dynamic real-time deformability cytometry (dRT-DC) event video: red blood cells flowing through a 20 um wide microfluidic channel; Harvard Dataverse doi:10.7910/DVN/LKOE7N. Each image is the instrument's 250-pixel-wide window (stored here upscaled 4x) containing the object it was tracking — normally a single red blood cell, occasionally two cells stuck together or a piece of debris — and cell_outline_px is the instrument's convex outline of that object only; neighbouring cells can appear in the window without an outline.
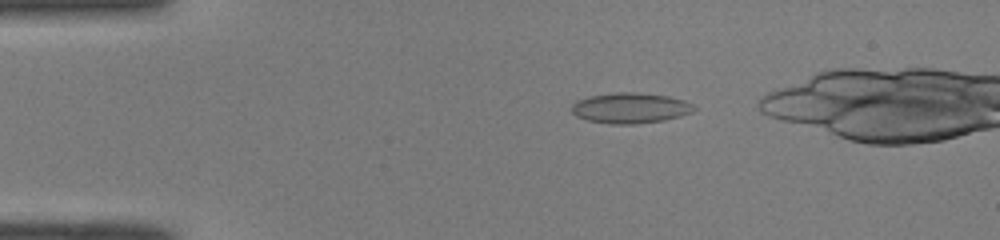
{"species": "common noctule bat (a hibernating species)", "species_latin": "Nyctalus noctula", "temperature_condition": "room temperature", "stored_images_in_passage": 36, "camera_frame_rate_fps": 3000, "um_per_image_px": 0.085, "animal": {"sex": "male", "body_mass_g": 19.0, "forearm_length_mm": 50.8}, "frame": {"image": 1, "passage_image": 1, "time_ms": 0.0, "image_size_px": [1000, 240], "cell_outline_px": [[696, 108], [692, 112], [680, 116], [664, 120], [632, 124], [612, 124], [588, 120], [576, 116], [572, 112], [572, 104], [576, 100], [588, 96], [616, 92], [640, 92], [668, 96], [684, 100], [692, 104]], "centroid_in_image_um": [53.56, 9.17], "position_along_channel_um": 31.4, "area_um2": 21.79}}
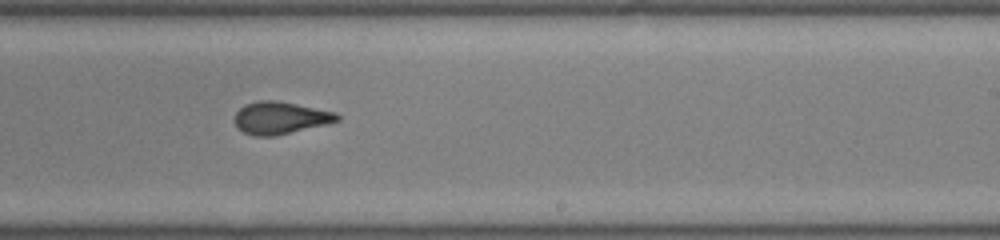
{"frame": {"image": 2, "passage_image": 22, "time_ms": 7.0, "image_size_px": [1000, 240], "cell_outline_px": [[340, 120], [276, 136], [256, 136], [244, 132], [236, 128], [236, 112], [244, 104], [260, 100], [276, 100], [336, 112], [340, 116]], "centroid_in_image_um": [23.81, 10.01], "position_along_channel_um": 265.2, "area_um2": 19.13}}
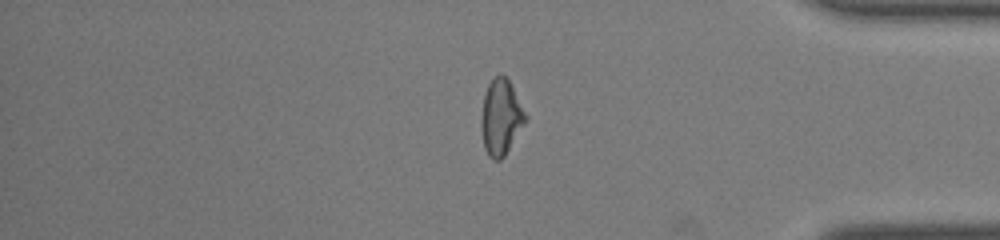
{"frame": {"image": 3, "passage_image": 33, "time_ms": 10.667, "image_size_px": [1000, 240], "cell_outline_px": [[528, 116], [524, 124], [504, 156], [500, 160], [492, 160], [488, 156], [484, 148], [484, 96], [488, 84], [500, 72], [508, 80]], "centroid_in_image_um": [42.63, 9.97], "position_along_channel_um": 392.6, "area_um2": 18.55}, "authors_computed_cell_mechanics": {"area_um2": 19.5653, "velocity_mm_per_s": 4.0787, "shape_relaxation_time_tau1_ms": 10.3506, "shape_relaxation_time_tau2_ms": 1.5309, "deformation_change_tau1": 0.2332, "deformation_change_tau2": 0.0664}}